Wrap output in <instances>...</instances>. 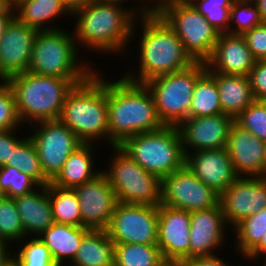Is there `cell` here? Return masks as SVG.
<instances>
[{"mask_svg": "<svg viewBox=\"0 0 266 266\" xmlns=\"http://www.w3.org/2000/svg\"><path fill=\"white\" fill-rule=\"evenodd\" d=\"M97 144L83 143L65 161L57 176L50 182L60 188H71L93 180L102 169L95 164ZM95 149V150H94ZM95 166V167H94Z\"/></svg>", "mask_w": 266, "mask_h": 266, "instance_id": "cell-24", "label": "cell"}, {"mask_svg": "<svg viewBox=\"0 0 266 266\" xmlns=\"http://www.w3.org/2000/svg\"><path fill=\"white\" fill-rule=\"evenodd\" d=\"M248 78L254 99L263 100L266 98V60H256Z\"/></svg>", "mask_w": 266, "mask_h": 266, "instance_id": "cell-42", "label": "cell"}, {"mask_svg": "<svg viewBox=\"0 0 266 266\" xmlns=\"http://www.w3.org/2000/svg\"><path fill=\"white\" fill-rule=\"evenodd\" d=\"M190 212L158 205L157 246L164 259L183 262L189 259Z\"/></svg>", "mask_w": 266, "mask_h": 266, "instance_id": "cell-18", "label": "cell"}, {"mask_svg": "<svg viewBox=\"0 0 266 266\" xmlns=\"http://www.w3.org/2000/svg\"><path fill=\"white\" fill-rule=\"evenodd\" d=\"M113 150L108 167L102 173L115 191L117 201L124 204L158 206L161 202L162 180L144 170L119 146ZM107 168V169H106Z\"/></svg>", "mask_w": 266, "mask_h": 266, "instance_id": "cell-8", "label": "cell"}, {"mask_svg": "<svg viewBox=\"0 0 266 266\" xmlns=\"http://www.w3.org/2000/svg\"><path fill=\"white\" fill-rule=\"evenodd\" d=\"M159 16L182 41L193 62L206 63L210 59L220 33L193 4L173 6Z\"/></svg>", "mask_w": 266, "mask_h": 266, "instance_id": "cell-10", "label": "cell"}, {"mask_svg": "<svg viewBox=\"0 0 266 266\" xmlns=\"http://www.w3.org/2000/svg\"><path fill=\"white\" fill-rule=\"evenodd\" d=\"M264 156H265V163H266V142H265V148H264Z\"/></svg>", "mask_w": 266, "mask_h": 266, "instance_id": "cell-58", "label": "cell"}, {"mask_svg": "<svg viewBox=\"0 0 266 266\" xmlns=\"http://www.w3.org/2000/svg\"><path fill=\"white\" fill-rule=\"evenodd\" d=\"M235 122L266 142V104L263 100H254L235 118Z\"/></svg>", "mask_w": 266, "mask_h": 266, "instance_id": "cell-39", "label": "cell"}, {"mask_svg": "<svg viewBox=\"0 0 266 266\" xmlns=\"http://www.w3.org/2000/svg\"><path fill=\"white\" fill-rule=\"evenodd\" d=\"M148 6V14L159 16L163 11L176 5L192 4L195 0H152ZM154 3V4H153Z\"/></svg>", "mask_w": 266, "mask_h": 266, "instance_id": "cell-45", "label": "cell"}, {"mask_svg": "<svg viewBox=\"0 0 266 266\" xmlns=\"http://www.w3.org/2000/svg\"><path fill=\"white\" fill-rule=\"evenodd\" d=\"M134 26L142 28L136 40L139 39V67L135 68L140 70L132 68L131 71L129 68L130 73H123L125 79L144 84L152 78L184 70L194 63L185 53L182 41L160 16L139 15Z\"/></svg>", "mask_w": 266, "mask_h": 266, "instance_id": "cell-2", "label": "cell"}, {"mask_svg": "<svg viewBox=\"0 0 266 266\" xmlns=\"http://www.w3.org/2000/svg\"><path fill=\"white\" fill-rule=\"evenodd\" d=\"M25 237H38L54 219L49 200L47 185H40L34 191L14 198Z\"/></svg>", "mask_w": 266, "mask_h": 266, "instance_id": "cell-23", "label": "cell"}, {"mask_svg": "<svg viewBox=\"0 0 266 266\" xmlns=\"http://www.w3.org/2000/svg\"><path fill=\"white\" fill-rule=\"evenodd\" d=\"M148 4H150L152 2V0H145Z\"/></svg>", "mask_w": 266, "mask_h": 266, "instance_id": "cell-59", "label": "cell"}, {"mask_svg": "<svg viewBox=\"0 0 266 266\" xmlns=\"http://www.w3.org/2000/svg\"><path fill=\"white\" fill-rule=\"evenodd\" d=\"M5 165L13 166L32 177L39 185L50 181L45 177L34 143L29 134L13 150L11 161Z\"/></svg>", "mask_w": 266, "mask_h": 266, "instance_id": "cell-33", "label": "cell"}, {"mask_svg": "<svg viewBox=\"0 0 266 266\" xmlns=\"http://www.w3.org/2000/svg\"><path fill=\"white\" fill-rule=\"evenodd\" d=\"M79 51L71 30L38 31L27 71L58 78H88L96 69L89 59H81Z\"/></svg>", "mask_w": 266, "mask_h": 266, "instance_id": "cell-6", "label": "cell"}, {"mask_svg": "<svg viewBox=\"0 0 266 266\" xmlns=\"http://www.w3.org/2000/svg\"><path fill=\"white\" fill-rule=\"evenodd\" d=\"M45 177L51 182L65 161L83 142L59 119L40 121L29 126Z\"/></svg>", "mask_w": 266, "mask_h": 266, "instance_id": "cell-11", "label": "cell"}, {"mask_svg": "<svg viewBox=\"0 0 266 266\" xmlns=\"http://www.w3.org/2000/svg\"><path fill=\"white\" fill-rule=\"evenodd\" d=\"M163 260L157 245L115 244L114 266H157Z\"/></svg>", "mask_w": 266, "mask_h": 266, "instance_id": "cell-32", "label": "cell"}, {"mask_svg": "<svg viewBox=\"0 0 266 266\" xmlns=\"http://www.w3.org/2000/svg\"><path fill=\"white\" fill-rule=\"evenodd\" d=\"M257 5L261 20L266 22V0H253Z\"/></svg>", "mask_w": 266, "mask_h": 266, "instance_id": "cell-51", "label": "cell"}, {"mask_svg": "<svg viewBox=\"0 0 266 266\" xmlns=\"http://www.w3.org/2000/svg\"><path fill=\"white\" fill-rule=\"evenodd\" d=\"M220 255L210 257H195L181 262V266H232Z\"/></svg>", "mask_w": 266, "mask_h": 266, "instance_id": "cell-44", "label": "cell"}, {"mask_svg": "<svg viewBox=\"0 0 266 266\" xmlns=\"http://www.w3.org/2000/svg\"><path fill=\"white\" fill-rule=\"evenodd\" d=\"M220 205L229 228L266 207V177L239 176L221 195Z\"/></svg>", "mask_w": 266, "mask_h": 266, "instance_id": "cell-14", "label": "cell"}, {"mask_svg": "<svg viewBox=\"0 0 266 266\" xmlns=\"http://www.w3.org/2000/svg\"><path fill=\"white\" fill-rule=\"evenodd\" d=\"M222 114L219 91L215 79L206 71L196 82L189 118Z\"/></svg>", "mask_w": 266, "mask_h": 266, "instance_id": "cell-30", "label": "cell"}, {"mask_svg": "<svg viewBox=\"0 0 266 266\" xmlns=\"http://www.w3.org/2000/svg\"><path fill=\"white\" fill-rule=\"evenodd\" d=\"M115 243L107 230L90 229L82 238L79 250L68 266H114Z\"/></svg>", "mask_w": 266, "mask_h": 266, "instance_id": "cell-28", "label": "cell"}, {"mask_svg": "<svg viewBox=\"0 0 266 266\" xmlns=\"http://www.w3.org/2000/svg\"><path fill=\"white\" fill-rule=\"evenodd\" d=\"M37 33L16 17L7 25L0 38V67L8 79L28 70Z\"/></svg>", "mask_w": 266, "mask_h": 266, "instance_id": "cell-19", "label": "cell"}, {"mask_svg": "<svg viewBox=\"0 0 266 266\" xmlns=\"http://www.w3.org/2000/svg\"><path fill=\"white\" fill-rule=\"evenodd\" d=\"M117 79H107L109 147L120 146L130 137L164 126L147 86L123 76Z\"/></svg>", "mask_w": 266, "mask_h": 266, "instance_id": "cell-3", "label": "cell"}, {"mask_svg": "<svg viewBox=\"0 0 266 266\" xmlns=\"http://www.w3.org/2000/svg\"><path fill=\"white\" fill-rule=\"evenodd\" d=\"M89 230L87 227L54 223L38 237L49 248L57 265L68 266L74 260L81 240Z\"/></svg>", "mask_w": 266, "mask_h": 266, "instance_id": "cell-26", "label": "cell"}, {"mask_svg": "<svg viewBox=\"0 0 266 266\" xmlns=\"http://www.w3.org/2000/svg\"><path fill=\"white\" fill-rule=\"evenodd\" d=\"M16 131L18 130H0V166L11 161L12 150L25 138V135L21 138L15 135Z\"/></svg>", "mask_w": 266, "mask_h": 266, "instance_id": "cell-43", "label": "cell"}, {"mask_svg": "<svg viewBox=\"0 0 266 266\" xmlns=\"http://www.w3.org/2000/svg\"><path fill=\"white\" fill-rule=\"evenodd\" d=\"M144 170L161 180L185 166V153L177 126L139 133L120 146Z\"/></svg>", "mask_w": 266, "mask_h": 266, "instance_id": "cell-7", "label": "cell"}, {"mask_svg": "<svg viewBox=\"0 0 266 266\" xmlns=\"http://www.w3.org/2000/svg\"><path fill=\"white\" fill-rule=\"evenodd\" d=\"M205 72L206 63L194 62L184 70L161 75L144 83L152 93L163 125L178 127L189 118L195 84Z\"/></svg>", "mask_w": 266, "mask_h": 266, "instance_id": "cell-9", "label": "cell"}, {"mask_svg": "<svg viewBox=\"0 0 266 266\" xmlns=\"http://www.w3.org/2000/svg\"><path fill=\"white\" fill-rule=\"evenodd\" d=\"M106 230L115 244L157 245L158 206L118 202Z\"/></svg>", "mask_w": 266, "mask_h": 266, "instance_id": "cell-12", "label": "cell"}, {"mask_svg": "<svg viewBox=\"0 0 266 266\" xmlns=\"http://www.w3.org/2000/svg\"><path fill=\"white\" fill-rule=\"evenodd\" d=\"M262 22L257 5L253 0L233 1L229 14L228 33L243 35Z\"/></svg>", "mask_w": 266, "mask_h": 266, "instance_id": "cell-35", "label": "cell"}, {"mask_svg": "<svg viewBox=\"0 0 266 266\" xmlns=\"http://www.w3.org/2000/svg\"><path fill=\"white\" fill-rule=\"evenodd\" d=\"M73 189L80 204L82 227L106 230L118 203L106 176L100 173L93 180Z\"/></svg>", "mask_w": 266, "mask_h": 266, "instance_id": "cell-15", "label": "cell"}, {"mask_svg": "<svg viewBox=\"0 0 266 266\" xmlns=\"http://www.w3.org/2000/svg\"><path fill=\"white\" fill-rule=\"evenodd\" d=\"M13 91L9 85L0 88V130L21 129Z\"/></svg>", "mask_w": 266, "mask_h": 266, "instance_id": "cell-40", "label": "cell"}, {"mask_svg": "<svg viewBox=\"0 0 266 266\" xmlns=\"http://www.w3.org/2000/svg\"><path fill=\"white\" fill-rule=\"evenodd\" d=\"M208 73L216 81L222 114L235 119L255 100L248 76Z\"/></svg>", "mask_w": 266, "mask_h": 266, "instance_id": "cell-27", "label": "cell"}, {"mask_svg": "<svg viewBox=\"0 0 266 266\" xmlns=\"http://www.w3.org/2000/svg\"><path fill=\"white\" fill-rule=\"evenodd\" d=\"M40 185L29 175L13 166H0V187L9 198L26 195Z\"/></svg>", "mask_w": 266, "mask_h": 266, "instance_id": "cell-37", "label": "cell"}, {"mask_svg": "<svg viewBox=\"0 0 266 266\" xmlns=\"http://www.w3.org/2000/svg\"><path fill=\"white\" fill-rule=\"evenodd\" d=\"M4 192L1 190V187H0V198L4 197Z\"/></svg>", "mask_w": 266, "mask_h": 266, "instance_id": "cell-57", "label": "cell"}, {"mask_svg": "<svg viewBox=\"0 0 266 266\" xmlns=\"http://www.w3.org/2000/svg\"><path fill=\"white\" fill-rule=\"evenodd\" d=\"M13 9L15 17L20 22L38 31L63 28L60 25H54V20L62 16L64 18L65 14L72 18V13L62 0H16L13 3Z\"/></svg>", "mask_w": 266, "mask_h": 266, "instance_id": "cell-25", "label": "cell"}, {"mask_svg": "<svg viewBox=\"0 0 266 266\" xmlns=\"http://www.w3.org/2000/svg\"><path fill=\"white\" fill-rule=\"evenodd\" d=\"M231 232L235 236V242H233V246L235 245L234 251L244 259L260 242L266 232V207L244 218L231 229Z\"/></svg>", "mask_w": 266, "mask_h": 266, "instance_id": "cell-31", "label": "cell"}, {"mask_svg": "<svg viewBox=\"0 0 266 266\" xmlns=\"http://www.w3.org/2000/svg\"><path fill=\"white\" fill-rule=\"evenodd\" d=\"M247 46L256 60H266V22L243 34Z\"/></svg>", "mask_w": 266, "mask_h": 266, "instance_id": "cell-41", "label": "cell"}, {"mask_svg": "<svg viewBox=\"0 0 266 266\" xmlns=\"http://www.w3.org/2000/svg\"><path fill=\"white\" fill-rule=\"evenodd\" d=\"M67 9L73 13L74 11L86 7L94 0H62Z\"/></svg>", "mask_w": 266, "mask_h": 266, "instance_id": "cell-48", "label": "cell"}, {"mask_svg": "<svg viewBox=\"0 0 266 266\" xmlns=\"http://www.w3.org/2000/svg\"><path fill=\"white\" fill-rule=\"evenodd\" d=\"M111 1H119V2H123V3H126L128 0H111ZM130 1V0H129ZM132 1V0H131ZM135 2V0H133ZM138 1V0H137ZM141 1V0H140ZM135 2V3H139L138 5L140 6H136L137 8H135V11L139 14V15H142V14H148V6L149 4L145 1V0H142L141 2ZM142 3V4H141Z\"/></svg>", "mask_w": 266, "mask_h": 266, "instance_id": "cell-50", "label": "cell"}, {"mask_svg": "<svg viewBox=\"0 0 266 266\" xmlns=\"http://www.w3.org/2000/svg\"><path fill=\"white\" fill-rule=\"evenodd\" d=\"M9 79L6 77V75L2 72V69L0 67V88L8 85Z\"/></svg>", "mask_w": 266, "mask_h": 266, "instance_id": "cell-54", "label": "cell"}, {"mask_svg": "<svg viewBox=\"0 0 266 266\" xmlns=\"http://www.w3.org/2000/svg\"><path fill=\"white\" fill-rule=\"evenodd\" d=\"M10 245V243L0 240V266H5L13 258L12 251L14 249Z\"/></svg>", "mask_w": 266, "mask_h": 266, "instance_id": "cell-47", "label": "cell"}, {"mask_svg": "<svg viewBox=\"0 0 266 266\" xmlns=\"http://www.w3.org/2000/svg\"><path fill=\"white\" fill-rule=\"evenodd\" d=\"M19 243L22 245L15 248L13 258L20 266H57L49 248L39 237H25Z\"/></svg>", "mask_w": 266, "mask_h": 266, "instance_id": "cell-34", "label": "cell"}, {"mask_svg": "<svg viewBox=\"0 0 266 266\" xmlns=\"http://www.w3.org/2000/svg\"><path fill=\"white\" fill-rule=\"evenodd\" d=\"M99 71V72H98ZM96 69L68 92L59 120L83 143L107 142L109 147L107 79Z\"/></svg>", "mask_w": 266, "mask_h": 266, "instance_id": "cell-4", "label": "cell"}, {"mask_svg": "<svg viewBox=\"0 0 266 266\" xmlns=\"http://www.w3.org/2000/svg\"><path fill=\"white\" fill-rule=\"evenodd\" d=\"M55 223L82 226L80 204L74 189L47 184Z\"/></svg>", "mask_w": 266, "mask_h": 266, "instance_id": "cell-29", "label": "cell"}, {"mask_svg": "<svg viewBox=\"0 0 266 266\" xmlns=\"http://www.w3.org/2000/svg\"><path fill=\"white\" fill-rule=\"evenodd\" d=\"M24 238V228L14 198H0V240L18 245Z\"/></svg>", "mask_w": 266, "mask_h": 266, "instance_id": "cell-36", "label": "cell"}, {"mask_svg": "<svg viewBox=\"0 0 266 266\" xmlns=\"http://www.w3.org/2000/svg\"><path fill=\"white\" fill-rule=\"evenodd\" d=\"M123 4L119 1L94 0L74 11L72 17H75L76 23L72 33L78 48L82 46L80 48L87 51L115 56L126 52L129 49L127 46L138 35V27L134 23L139 14L135 11L136 7L129 8Z\"/></svg>", "mask_w": 266, "mask_h": 266, "instance_id": "cell-1", "label": "cell"}, {"mask_svg": "<svg viewBox=\"0 0 266 266\" xmlns=\"http://www.w3.org/2000/svg\"><path fill=\"white\" fill-rule=\"evenodd\" d=\"M234 0H195L192 4L220 33H228L230 8Z\"/></svg>", "mask_w": 266, "mask_h": 266, "instance_id": "cell-38", "label": "cell"}, {"mask_svg": "<svg viewBox=\"0 0 266 266\" xmlns=\"http://www.w3.org/2000/svg\"><path fill=\"white\" fill-rule=\"evenodd\" d=\"M260 258H263L264 263L262 262V264H264L263 266H266V252L262 254V256L258 257V260H260Z\"/></svg>", "mask_w": 266, "mask_h": 266, "instance_id": "cell-56", "label": "cell"}, {"mask_svg": "<svg viewBox=\"0 0 266 266\" xmlns=\"http://www.w3.org/2000/svg\"><path fill=\"white\" fill-rule=\"evenodd\" d=\"M157 266H181V262L176 261V260L164 259Z\"/></svg>", "mask_w": 266, "mask_h": 266, "instance_id": "cell-53", "label": "cell"}, {"mask_svg": "<svg viewBox=\"0 0 266 266\" xmlns=\"http://www.w3.org/2000/svg\"><path fill=\"white\" fill-rule=\"evenodd\" d=\"M264 148L263 140L236 122L232 124L226 150L238 176L266 177Z\"/></svg>", "mask_w": 266, "mask_h": 266, "instance_id": "cell-20", "label": "cell"}, {"mask_svg": "<svg viewBox=\"0 0 266 266\" xmlns=\"http://www.w3.org/2000/svg\"><path fill=\"white\" fill-rule=\"evenodd\" d=\"M5 266H20L14 258H12Z\"/></svg>", "mask_w": 266, "mask_h": 266, "instance_id": "cell-55", "label": "cell"}, {"mask_svg": "<svg viewBox=\"0 0 266 266\" xmlns=\"http://www.w3.org/2000/svg\"><path fill=\"white\" fill-rule=\"evenodd\" d=\"M87 78H58L28 71L9 78L17 113L23 126L60 117L68 92Z\"/></svg>", "mask_w": 266, "mask_h": 266, "instance_id": "cell-5", "label": "cell"}, {"mask_svg": "<svg viewBox=\"0 0 266 266\" xmlns=\"http://www.w3.org/2000/svg\"><path fill=\"white\" fill-rule=\"evenodd\" d=\"M185 166L220 195L239 177L226 148L187 153Z\"/></svg>", "mask_w": 266, "mask_h": 266, "instance_id": "cell-21", "label": "cell"}, {"mask_svg": "<svg viewBox=\"0 0 266 266\" xmlns=\"http://www.w3.org/2000/svg\"><path fill=\"white\" fill-rule=\"evenodd\" d=\"M160 204L193 212L218 206L220 194L184 166L162 179Z\"/></svg>", "mask_w": 266, "mask_h": 266, "instance_id": "cell-13", "label": "cell"}, {"mask_svg": "<svg viewBox=\"0 0 266 266\" xmlns=\"http://www.w3.org/2000/svg\"><path fill=\"white\" fill-rule=\"evenodd\" d=\"M227 226L220 204L210 209L190 212L189 259L215 256L220 249H224V245L227 248L226 235L229 233L226 231L231 229Z\"/></svg>", "mask_w": 266, "mask_h": 266, "instance_id": "cell-16", "label": "cell"}, {"mask_svg": "<svg viewBox=\"0 0 266 266\" xmlns=\"http://www.w3.org/2000/svg\"><path fill=\"white\" fill-rule=\"evenodd\" d=\"M0 17H15L11 0H0Z\"/></svg>", "mask_w": 266, "mask_h": 266, "instance_id": "cell-49", "label": "cell"}, {"mask_svg": "<svg viewBox=\"0 0 266 266\" xmlns=\"http://www.w3.org/2000/svg\"><path fill=\"white\" fill-rule=\"evenodd\" d=\"M14 17H0V38L4 34L7 25Z\"/></svg>", "mask_w": 266, "mask_h": 266, "instance_id": "cell-52", "label": "cell"}, {"mask_svg": "<svg viewBox=\"0 0 266 266\" xmlns=\"http://www.w3.org/2000/svg\"><path fill=\"white\" fill-rule=\"evenodd\" d=\"M234 122V118L224 114L184 120L178 126L184 153L226 148Z\"/></svg>", "mask_w": 266, "mask_h": 266, "instance_id": "cell-17", "label": "cell"}, {"mask_svg": "<svg viewBox=\"0 0 266 266\" xmlns=\"http://www.w3.org/2000/svg\"><path fill=\"white\" fill-rule=\"evenodd\" d=\"M266 252V232L260 242L244 257L246 261H258V257Z\"/></svg>", "mask_w": 266, "mask_h": 266, "instance_id": "cell-46", "label": "cell"}, {"mask_svg": "<svg viewBox=\"0 0 266 266\" xmlns=\"http://www.w3.org/2000/svg\"><path fill=\"white\" fill-rule=\"evenodd\" d=\"M256 59L247 46L243 35L222 33L219 35L210 59L207 72L248 76Z\"/></svg>", "mask_w": 266, "mask_h": 266, "instance_id": "cell-22", "label": "cell"}]
</instances>
